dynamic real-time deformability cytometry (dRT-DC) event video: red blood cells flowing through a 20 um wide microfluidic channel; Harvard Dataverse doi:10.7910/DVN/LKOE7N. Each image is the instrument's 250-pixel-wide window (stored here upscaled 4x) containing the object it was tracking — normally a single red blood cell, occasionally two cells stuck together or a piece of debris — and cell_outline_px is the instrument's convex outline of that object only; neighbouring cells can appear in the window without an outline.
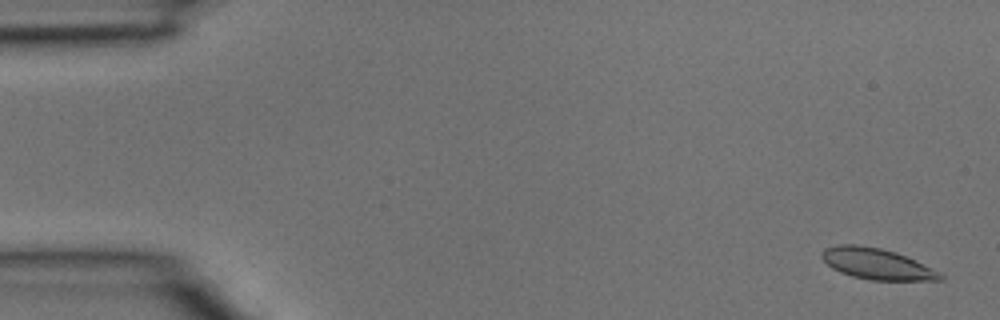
{"species": "common noctule bat (a hibernating species)", "species_latin": "Nyctalus noctula", "temperature_condition": "room temperature", "stored_images_in_passage": 5, "camera_frame_rate_fps": 3000, "um_per_image_px": 0.085, "animal": {"sex": "male", "body_mass_g": 15.6}, "frame": {"image": 1, "passage_image": 1, "time_ms": 0.0, "image_size_px": [1000, 320], "cell_outline_px": [[944, 280], [872, 280], [852, 276], [840, 272], [832, 268], [820, 256], [820, 252], [824, 248], [836, 244], [856, 244], [880, 248], [896, 252], [916, 260], [940, 272], [944, 276]], "centroid_in_image_um": [74.51, 22.42], "position_along_channel_um": 10.5, "area_um2": 21.5}}